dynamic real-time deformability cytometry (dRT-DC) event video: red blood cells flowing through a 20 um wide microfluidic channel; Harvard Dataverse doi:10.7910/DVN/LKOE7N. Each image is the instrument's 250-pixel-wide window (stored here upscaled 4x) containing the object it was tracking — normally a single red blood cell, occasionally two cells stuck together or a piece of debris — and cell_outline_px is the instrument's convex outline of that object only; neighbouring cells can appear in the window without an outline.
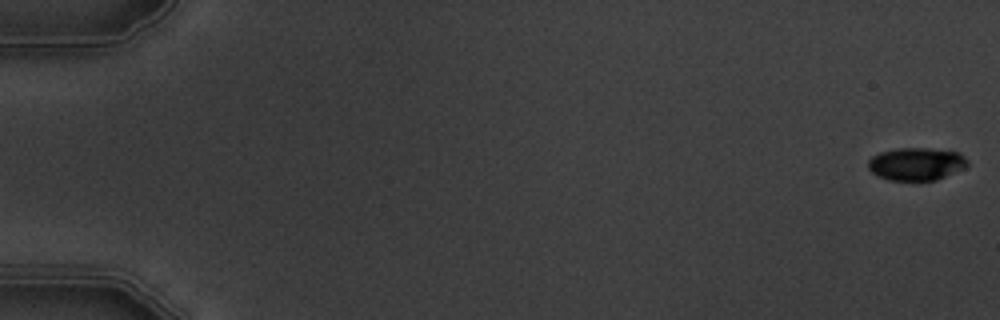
{"species": "common noctule bat (a hibernating species)", "species_latin": "Nyctalus noctula", "temperature_condition": "warm", "stored_images_in_passage": 7, "camera_frame_rate_fps": 3000, "um_per_image_px": 0.085, "animal": {"sex": "male", "body_mass_g": 19.5, "forearm_length_mm": 54.6}, "frame": {"image": 1, "passage_image": 1, "time_ms": 0.0, "image_size_px": [1000, 320], "cell_outline_px": [[968, 164], [964, 168], [936, 180], [888, 180], [872, 172], [868, 168], [868, 160], [872, 156], [880, 152], [896, 148], [928, 148], [960, 152], [968, 160]], "centroid_in_image_um": [77.89, 13.92], "position_along_channel_um": 7.1, "area_um2": 18.96}}